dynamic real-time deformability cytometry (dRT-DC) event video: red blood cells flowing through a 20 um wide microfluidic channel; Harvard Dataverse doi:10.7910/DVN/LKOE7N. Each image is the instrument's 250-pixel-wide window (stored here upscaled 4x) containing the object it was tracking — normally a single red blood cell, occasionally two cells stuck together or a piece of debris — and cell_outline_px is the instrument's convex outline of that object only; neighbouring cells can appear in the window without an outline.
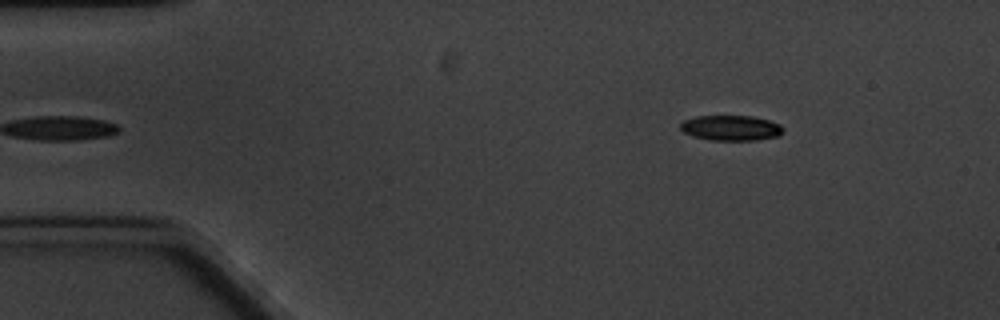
{"species": "common noctule bat (a hibernating species)", "species_latin": "Nyctalus noctula", "temperature_condition": "cold", "stored_images_in_passage": 6, "segment_of_instrument_passage": [2, 2], "camera_frame_rate_fps": 3000, "um_per_image_px": 0.085, "animal": {"sex": "male", "body_mass_g": 20.1, "forearm_length_mm": 53.5}, "frame": {"image": 1, "passage_image": 6, "time_ms": 6.667, "image_size_px": [1000, 320], "cell_outline_px": [[784, 132], [780, 136], [756, 140], [712, 140], [692, 136], [684, 132], [680, 128], [680, 124], [684, 120], [696, 116], [752, 116], [768, 120], [780, 124], [784, 128]], "centroid_in_image_um": [62.16, 10.87], "position_along_channel_um": 22.8, "area_um2": 15.2}}